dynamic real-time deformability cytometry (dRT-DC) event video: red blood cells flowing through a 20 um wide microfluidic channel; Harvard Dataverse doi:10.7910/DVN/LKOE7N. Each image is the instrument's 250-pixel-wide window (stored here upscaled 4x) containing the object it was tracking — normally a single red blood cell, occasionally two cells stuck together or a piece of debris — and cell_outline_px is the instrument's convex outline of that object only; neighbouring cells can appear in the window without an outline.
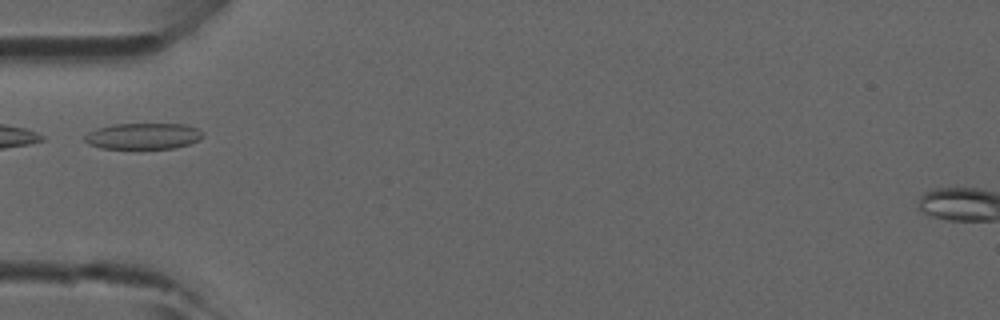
{"species": "common noctule bat (a hibernating species)", "species_latin": "Nyctalus noctula", "temperature_condition": "room temperature", "stored_images_in_passage": 1, "camera_frame_rate_fps": 3000, "um_per_image_px": 0.085, "animal": {"sex": "male", "forearm_length_mm": 52.5}, "frame": {"image": 1, "passage_image": 1, "time_ms": 0.0, "image_size_px": [1000, 320], "cell_outline_px": [[204, 136], [200, 140], [188, 144], [172, 148], [100, 148], [88, 144], [84, 140], [84, 136], [88, 132], [96, 128], [116, 124], [184, 124], [196, 128], [204, 132]], "centroid_in_image_um": [12.17, 11.56], "position_along_channel_um": 72.8, "area_um2": 17.98}}